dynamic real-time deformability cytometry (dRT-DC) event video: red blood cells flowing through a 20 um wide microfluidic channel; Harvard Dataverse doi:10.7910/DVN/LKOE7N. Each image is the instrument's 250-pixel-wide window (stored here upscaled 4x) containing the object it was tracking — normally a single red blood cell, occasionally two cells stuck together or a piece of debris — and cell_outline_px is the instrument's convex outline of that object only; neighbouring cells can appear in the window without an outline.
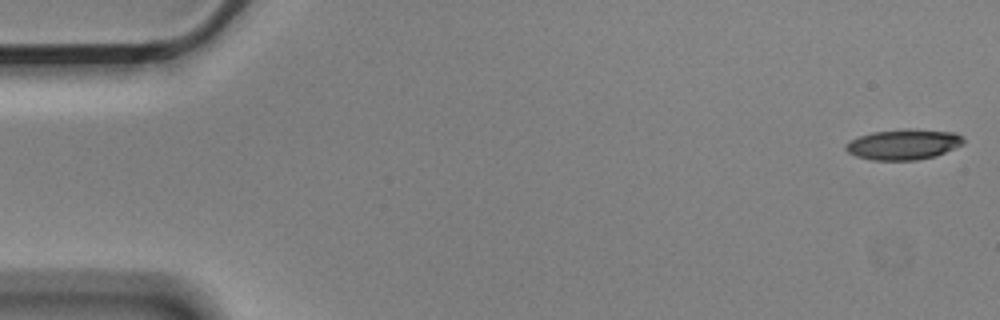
{"species": "Egyptian fruit bat (a non-hibernating species)", "species_latin": "Rousettus aegyptiacus", "temperature_condition": "cold", "stored_images_in_passage": 5, "camera_frame_rate_fps": 3000, "um_per_image_px": 0.085, "animal": {"sex": "male"}, "frame": {"image": 1, "passage_image": 1, "time_ms": 0.0, "image_size_px": [1000, 320], "cell_outline_px": [[964, 144], [936, 156], [916, 160], [872, 160], [856, 156], [848, 152], [844, 148], [852, 140], [860, 136], [872, 132], [904, 128], [916, 128], [956, 132], [964, 136]], "centroid_in_image_um": [76.87, 12.25], "position_along_channel_um": 8.1, "area_um2": 21.15}}
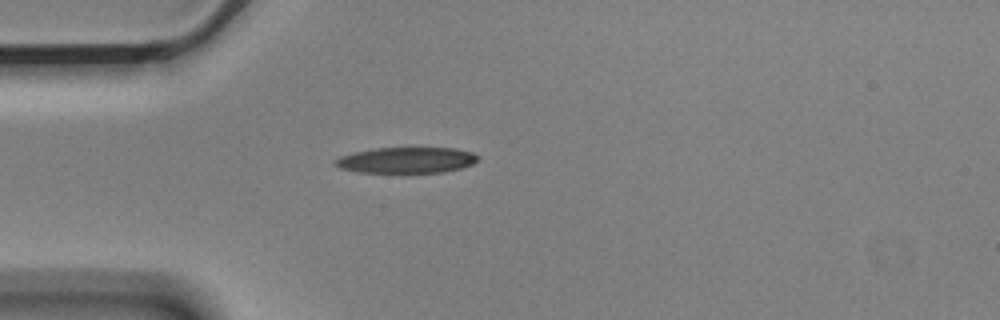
{"frame": {"image": 2, "passage_image": 5, "time_ms": 1.333, "image_size_px": [1000, 320], "cell_outline_px": [[480, 160], [472, 164], [460, 168], [444, 172], [404, 176], [360, 172], [340, 168], [332, 164], [332, 160], [340, 156], [352, 152], [372, 148], [456, 148], [472, 152], [480, 156]], "centroid_in_image_um": [34.52, 13.66], "position_along_channel_um": 50.5, "area_um2": 22.95}}